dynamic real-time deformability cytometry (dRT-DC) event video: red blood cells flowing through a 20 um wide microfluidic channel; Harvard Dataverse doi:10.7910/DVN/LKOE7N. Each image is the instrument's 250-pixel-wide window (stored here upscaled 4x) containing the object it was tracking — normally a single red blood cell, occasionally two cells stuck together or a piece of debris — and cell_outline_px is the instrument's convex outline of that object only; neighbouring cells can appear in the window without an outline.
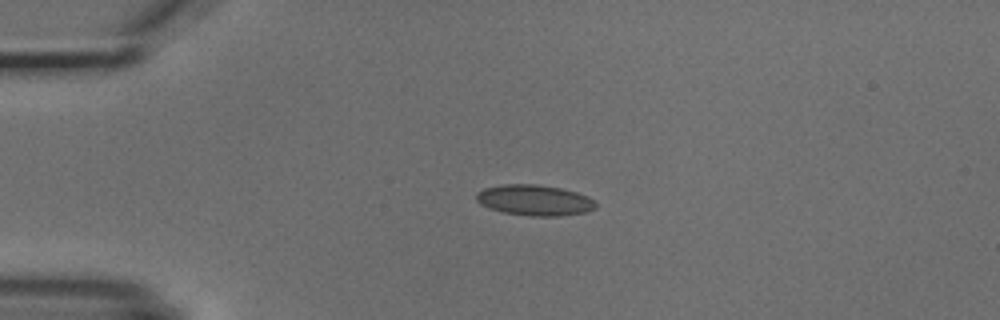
{"species": "common noctule bat (a hibernating species)", "species_latin": "Nyctalus noctula", "temperature_condition": "cold", "stored_images_in_passage": 2, "camera_frame_rate_fps": 3000, "um_per_image_px": 0.085, "animal": {"sex": "male", "body_mass_g": 18.8}, "frame": {"image": 1, "passage_image": 1, "time_ms": 0.0, "image_size_px": [1000, 320], "cell_outline_px": [[596, 208], [584, 212], [560, 216], [528, 216], [504, 212], [488, 208], [480, 204], [476, 200], [476, 192], [484, 188], [500, 184], [536, 184], [560, 188], [576, 192], [588, 196], [596, 204]], "centroid_in_image_um": [45.39, 17.01], "position_along_channel_um": 39.6, "area_um2": 21.44}}